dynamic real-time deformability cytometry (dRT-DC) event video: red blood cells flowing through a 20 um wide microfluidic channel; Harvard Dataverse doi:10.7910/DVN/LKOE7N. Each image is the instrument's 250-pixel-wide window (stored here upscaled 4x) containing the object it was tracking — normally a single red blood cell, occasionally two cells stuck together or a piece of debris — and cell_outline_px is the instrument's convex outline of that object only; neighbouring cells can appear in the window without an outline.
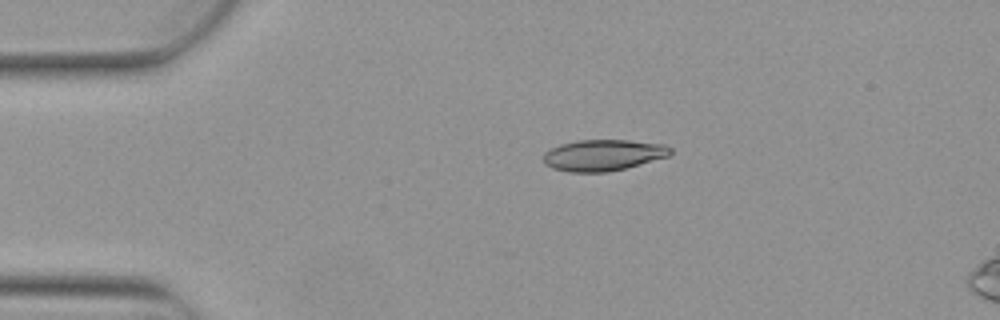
{"species": "Egyptian fruit bat (a non-hibernating species)", "species_latin": "Rousettus aegyptiacus", "temperature_condition": "warm", "stored_images_in_passage": 5, "camera_frame_rate_fps": 3000, "um_per_image_px": 0.085, "animal": {"sex": "female"}, "frame": {"image": 1, "passage_image": 2, "time_ms": 0.333, "image_size_px": [1000, 320], "cell_outline_px": [[672, 152], [668, 156], [624, 168], [608, 172], [568, 172], [552, 168], [544, 164], [544, 152], [560, 144], [576, 140], [628, 140], [664, 144], [672, 148]], "centroid_in_image_um": [51.25, 13.18], "position_along_channel_um": 33.8, "area_um2": 23.06}}
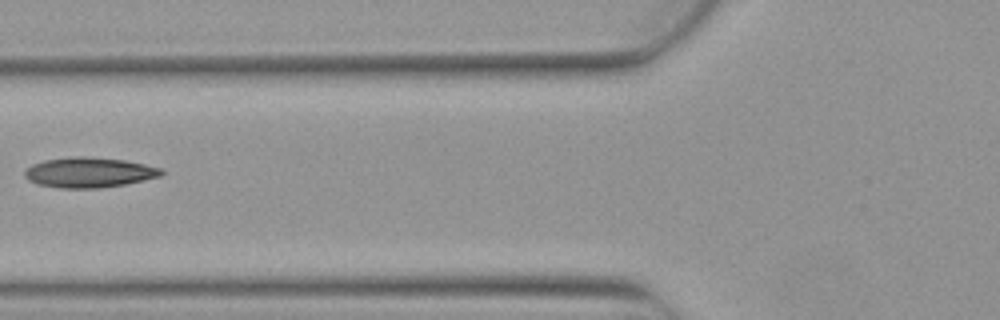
{"frame": {"image": 2, "passage_image": 4, "time_ms": 1.0, "image_size_px": [1000, 320], "cell_outline_px": [[164, 172], [160, 176], [144, 180], [124, 184], [100, 188], [60, 188], [36, 184], [28, 180], [24, 176], [24, 172], [32, 164], [44, 160], [72, 156], [84, 156], [124, 160], [144, 164], [160, 168]], "centroid_in_image_um": [7.54, 14.66], "position_along_channel_um": 118.3, "area_um2": 23.99}}
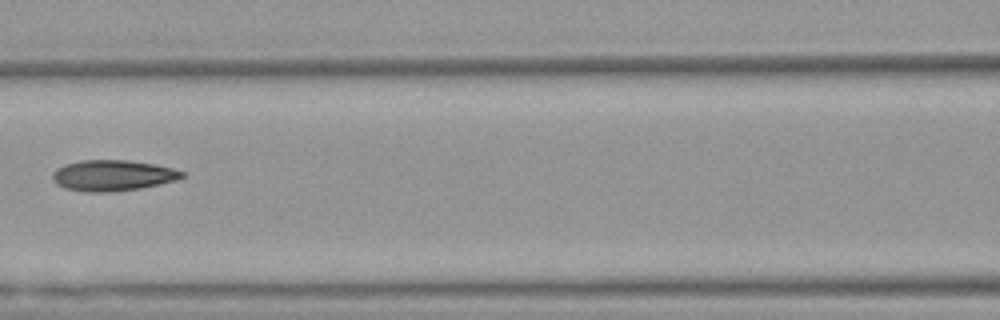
{"frame": {"image": 3, "passage_image": 5, "time_ms": 1.333, "image_size_px": [1000, 320], "cell_outline_px": [[184, 176], [176, 180], [140, 188], [108, 192], [88, 192], [64, 188], [56, 184], [52, 180], [52, 172], [56, 168], [64, 164], [80, 160], [128, 160], [156, 164], [172, 168], [184, 172]], "centroid_in_image_um": [9.53, 14.9], "position_along_channel_um": 157.1, "area_um2": 23.35}}